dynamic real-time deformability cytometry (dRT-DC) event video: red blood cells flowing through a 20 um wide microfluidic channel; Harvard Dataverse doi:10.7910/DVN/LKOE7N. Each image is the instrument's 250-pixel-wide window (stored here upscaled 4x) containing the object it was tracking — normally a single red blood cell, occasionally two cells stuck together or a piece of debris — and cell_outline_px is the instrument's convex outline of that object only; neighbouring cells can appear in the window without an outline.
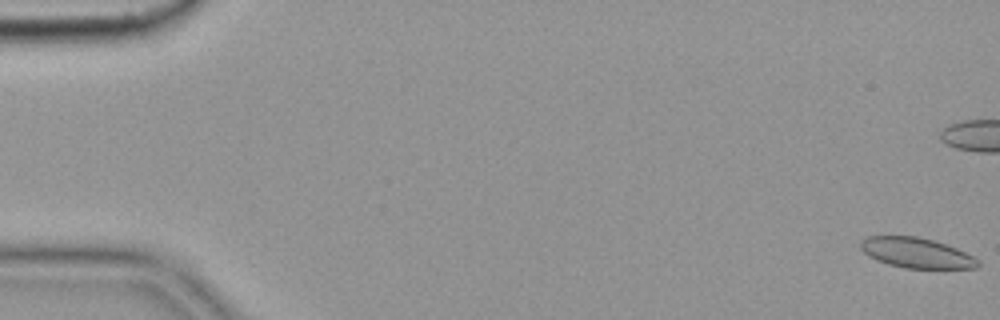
{"species": "common noctule bat (a hibernating species)", "species_latin": "Nyctalus noctula", "temperature_condition": "cold", "stored_images_in_passage": 57, "camera_frame_rate_fps": 3000, "um_per_image_px": 0.085, "animal": {"sex": "female", "body_mass_g": 19.9}, "frame": {"image": 1, "passage_image": 1, "time_ms": 0.0, "image_size_px": [1000, 320], "cell_outline_px": [[980, 264], [976, 268], [904, 268], [888, 264], [868, 256], [860, 248], [860, 240], [864, 236], [916, 236], [932, 240], [956, 248], [980, 260]], "centroid_in_image_um": [77.86, 21.49], "position_along_channel_um": 7.1, "area_um2": 20.58}, "authors_computed_cell_mechanics": {"area_um2": 21.2126, "velocity_mm_per_s": 3.6187, "shape_relaxation_time_tau1_ms": 10.7968, "shape_relaxation_time_tau2_ms": 1.7867, "deformation_change_tau1": 0.146, "deformation_change_tau2": 0.0857}}